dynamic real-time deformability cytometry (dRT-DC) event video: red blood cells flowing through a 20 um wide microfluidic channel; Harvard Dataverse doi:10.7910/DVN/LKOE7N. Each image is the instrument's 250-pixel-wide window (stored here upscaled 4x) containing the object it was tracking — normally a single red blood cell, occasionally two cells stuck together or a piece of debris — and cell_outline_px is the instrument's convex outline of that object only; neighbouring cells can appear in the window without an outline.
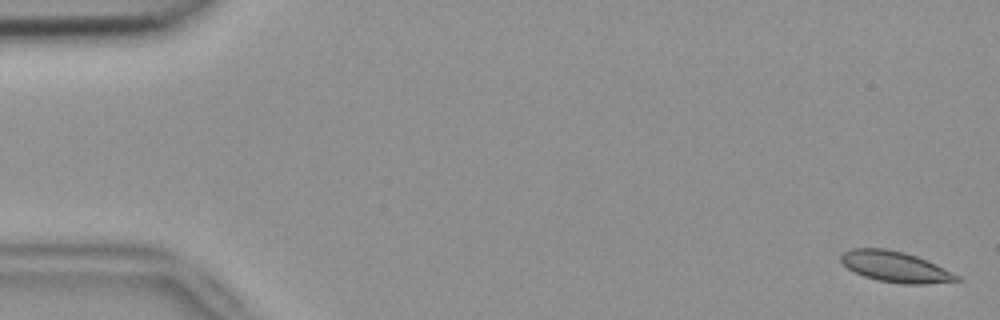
{"species": "common noctule bat (a hibernating species)", "species_latin": "Nyctalus noctula", "temperature_condition": "room temperature", "stored_images_in_passage": 5, "camera_frame_rate_fps": 3000, "um_per_image_px": 0.085, "animal": {"sex": "female", "body_mass_g": 18.4}, "frame": {"image": 1, "passage_image": 1, "time_ms": 0.0, "image_size_px": [1000, 320], "cell_outline_px": [[960, 280], [924, 284], [904, 284], [876, 280], [864, 276], [848, 268], [840, 260], [840, 256], [844, 252], [852, 248], [884, 248], [904, 252], [916, 256], [936, 264], [960, 276]], "centroid_in_image_um": [76.09, 22.67], "position_along_channel_um": 8.9, "area_um2": 20.58}}
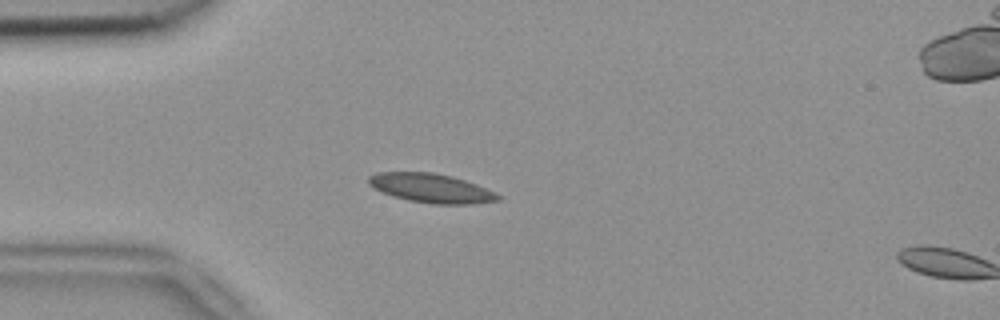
{"frame": {"image": 2, "passage_image": 4, "time_ms": 1.0, "image_size_px": [1000, 320], "cell_outline_px": [[500, 200], [472, 204], [432, 204], [408, 200], [392, 196], [368, 184], [368, 176], [376, 172], [432, 172], [452, 176], [476, 184], [500, 196]], "centroid_in_image_um": [36.62, 15.99], "position_along_channel_um": 48.4, "area_um2": 21.73}}